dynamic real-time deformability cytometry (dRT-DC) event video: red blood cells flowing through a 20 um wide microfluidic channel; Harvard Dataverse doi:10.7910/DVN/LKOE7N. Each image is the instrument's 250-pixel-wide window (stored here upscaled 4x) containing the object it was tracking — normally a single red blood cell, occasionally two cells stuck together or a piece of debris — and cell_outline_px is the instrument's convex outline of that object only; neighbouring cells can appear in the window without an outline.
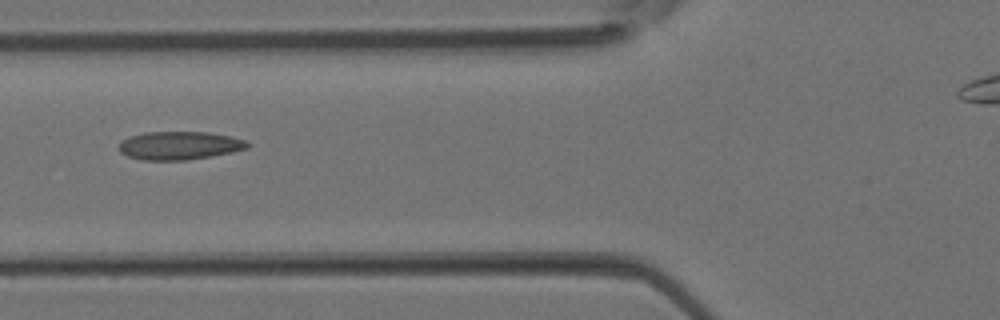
{"species": "Egyptian fruit bat (a non-hibernating species)", "species_latin": "Rousettus aegyptiacus", "temperature_condition": "room temperature", "stored_images_in_passage": 5, "camera_frame_rate_fps": 3000, "um_per_image_px": 0.085, "animal": {"sex": "female"}, "frame": {"image": 1, "passage_image": 5, "time_ms": 1.333, "image_size_px": [1000, 320], "cell_outline_px": [[248, 148], [232, 152], [212, 156], [188, 160], [144, 160], [128, 156], [120, 152], [120, 144], [128, 136], [144, 132], [208, 132], [232, 136], [244, 140], [248, 144]], "centroid_in_image_um": [15.26, 12.37], "position_along_channel_um": 110.5, "area_um2": 21.1}}